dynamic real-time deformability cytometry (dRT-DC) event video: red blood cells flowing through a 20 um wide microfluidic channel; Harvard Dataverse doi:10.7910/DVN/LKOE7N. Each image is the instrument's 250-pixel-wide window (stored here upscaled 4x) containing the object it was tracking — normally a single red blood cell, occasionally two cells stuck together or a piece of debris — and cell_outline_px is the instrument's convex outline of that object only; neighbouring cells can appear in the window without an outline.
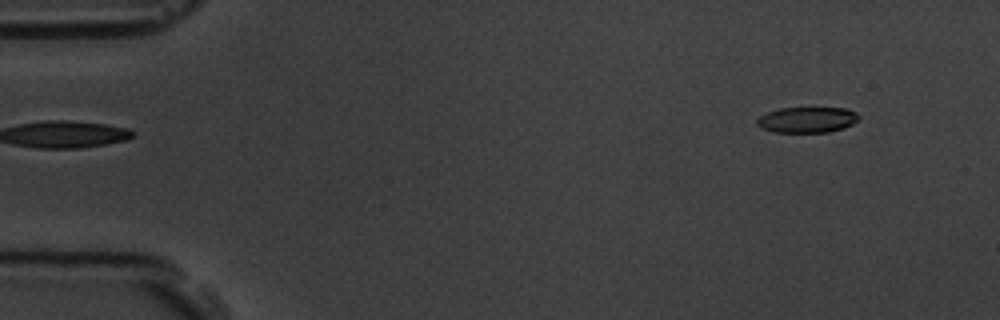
{"species": "common noctule bat (a hibernating species)", "species_latin": "Nyctalus noctula", "temperature_condition": "room temperature", "stored_images_in_passage": 6, "segment_of_instrument_passage": [2, 2], "camera_frame_rate_fps": 3000, "um_per_image_px": 0.085, "animal": {"sex": "male", "body_mass_g": 19.5, "forearm_length_mm": 54.6}, "frame": {"image": 1, "passage_image": 6, "time_ms": 5.333, "image_size_px": [1000, 320], "cell_outline_px": [[860, 120], [844, 128], [828, 132], [772, 132], [760, 128], [756, 124], [756, 120], [760, 116], [768, 112], [780, 108], [848, 108], [856, 112], [860, 116]], "centroid_in_image_um": [68.62, 10.18], "position_along_channel_um": 16.4, "area_um2": 15.43}}